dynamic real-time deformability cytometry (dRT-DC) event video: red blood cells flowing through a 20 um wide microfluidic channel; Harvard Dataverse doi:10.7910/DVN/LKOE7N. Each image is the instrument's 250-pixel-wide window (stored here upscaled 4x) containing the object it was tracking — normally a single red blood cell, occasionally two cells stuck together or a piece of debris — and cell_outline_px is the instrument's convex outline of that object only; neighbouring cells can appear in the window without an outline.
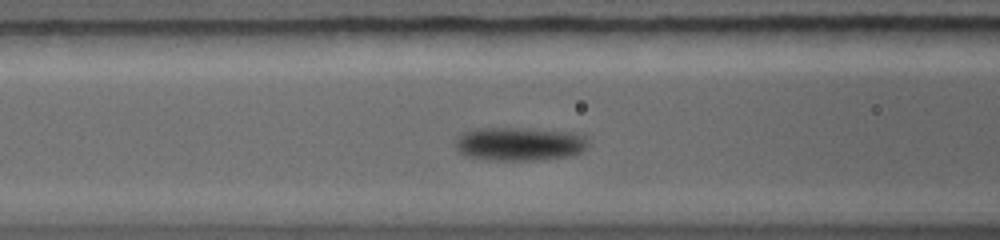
{"species": "common noctule bat (a hibernating species)", "species_latin": "Nyctalus noctula", "temperature_condition": "warm", "stored_images_in_passage": 34, "camera_frame_rate_fps": 5000, "um_per_image_px": 0.085, "animal": {"sex": "female", "body_mass_g": 19.0, "forearm_length_mm": 56.7}, "frame": {"image": 1, "passage_image": 5, "time_ms": 1.0, "image_size_px": [1000, 240], "cell_outline_px": [[580, 144], [572, 152], [548, 156], [484, 156], [468, 152], [464, 148], [464, 140], [468, 136], [476, 132], [532, 132], [568, 136], [576, 140]], "centroid_in_image_um": [44.1, 12.25], "position_along_channel_um": 122.5, "area_um2": 17.46}}
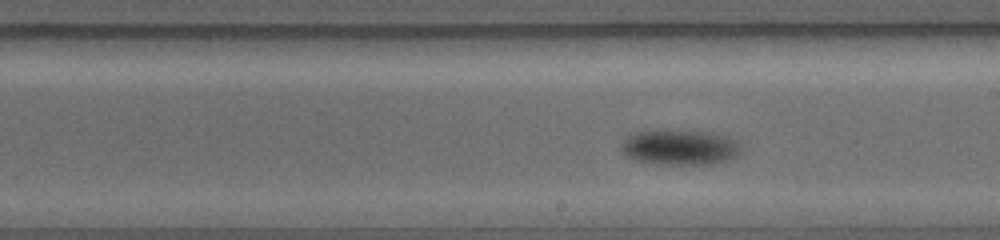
{"frame": {"image": 2, "passage_image": 15, "time_ms": 3.4, "image_size_px": [1000, 240], "cell_outline_px": [[728, 152], [712, 160], [660, 160], [644, 156], [632, 152], [632, 144], [640, 136], [652, 132], [680, 132], [708, 136], [724, 144], [728, 148]], "centroid_in_image_um": [57.67, 12.46], "position_along_channel_um": 231.3, "area_um2": 15.84}}
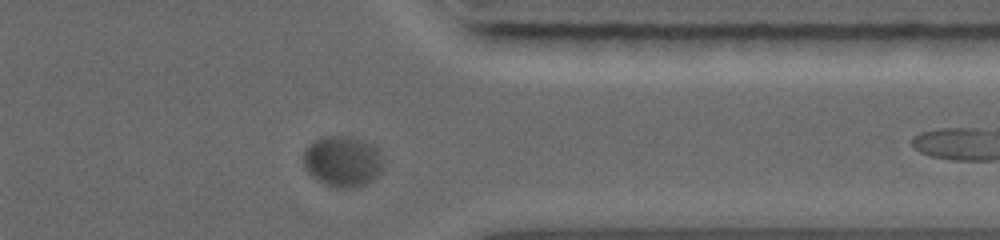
{"frame": {"image": 3, "passage_image": 29, "time_ms": 6.8, "image_size_px": [1000, 240], "cell_outline_px": [[376, 172], [372, 180], [364, 184], [332, 184], [312, 172], [308, 168], [304, 160], [304, 156], [308, 148], [316, 140], [332, 136], [340, 136], [352, 140], [368, 156]], "centroid_in_image_um": [28.85, 13.72], "position_along_channel_um": 382.6, "area_um2": 18.44}}